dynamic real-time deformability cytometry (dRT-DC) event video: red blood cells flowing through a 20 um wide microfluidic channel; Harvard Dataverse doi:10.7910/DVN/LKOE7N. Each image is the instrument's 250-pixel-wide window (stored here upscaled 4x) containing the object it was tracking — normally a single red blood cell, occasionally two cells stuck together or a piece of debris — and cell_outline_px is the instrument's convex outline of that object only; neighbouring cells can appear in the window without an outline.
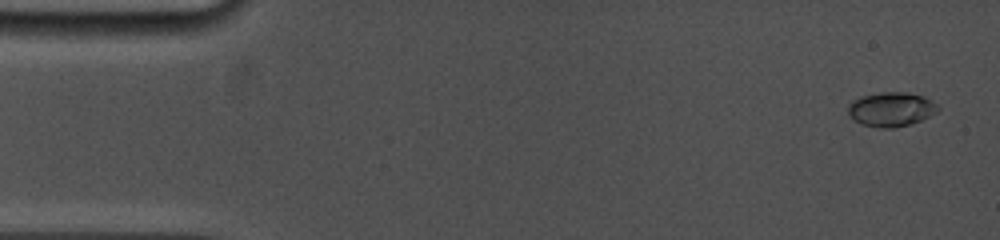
{"species": "common noctule bat (a hibernating species)", "species_latin": "Nyctalus noctula", "temperature_condition": "cold", "stored_images_in_passage": 11, "camera_frame_rate_fps": 5000, "um_per_image_px": 0.085, "animal": {"sex": "female", "body_mass_g": 19.0, "forearm_length_mm": 53.3}, "frame": {"image": 1, "passage_image": 1, "time_ms": 0.0, "image_size_px": [1000, 240], "cell_outline_px": [[940, 108], [936, 112], [920, 120], [908, 124], [892, 128], [880, 128], [864, 124], [856, 120], [848, 112], [848, 104], [852, 100], [860, 96], [880, 92], [908, 92], [924, 96], [932, 100]], "centroid_in_image_um": [75.75, 9.26], "position_along_channel_um": 9.2, "area_um2": 17.8}}
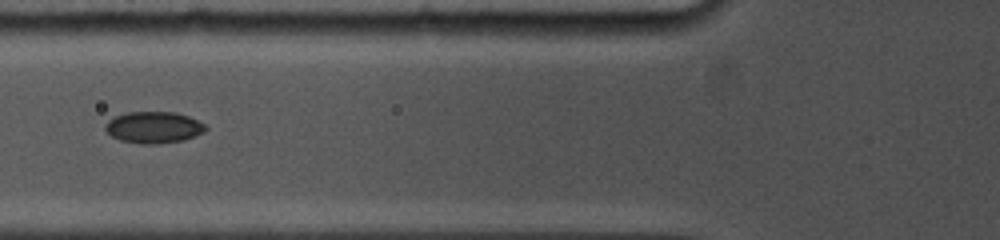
{"frame": {"image": 2, "passage_image": 7, "time_ms": 5.8, "image_size_px": [1000, 240], "cell_outline_px": [[208, 128], [204, 132], [184, 140], [160, 144], [140, 144], [120, 140], [112, 136], [104, 128], [104, 124], [108, 120], [116, 116], [128, 112], [176, 112], [188, 116], [204, 124]], "centroid_in_image_um": [13.06, 10.83], "position_along_channel_um": 112.7, "area_um2": 18.5}}
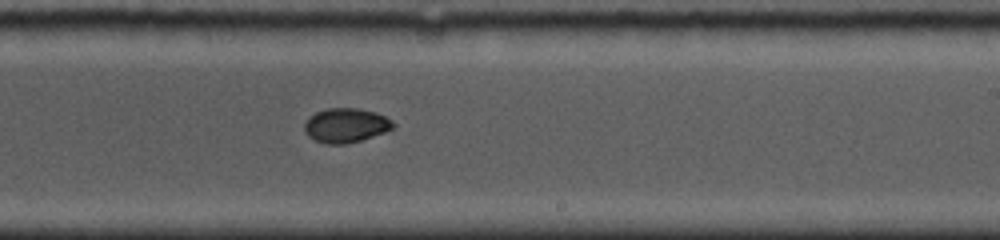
{"frame": {"image": 3, "passage_image": 11, "time_ms": 9.6, "image_size_px": [1000, 240], "cell_outline_px": [[396, 124], [392, 128], [384, 132], [360, 140], [344, 144], [328, 144], [316, 140], [308, 136], [304, 132], [304, 124], [316, 112], [328, 108], [356, 108], [376, 112], [392, 120]], "centroid_in_image_um": [29.4, 10.65], "position_along_channel_um": 259.6, "area_um2": 17.51}}